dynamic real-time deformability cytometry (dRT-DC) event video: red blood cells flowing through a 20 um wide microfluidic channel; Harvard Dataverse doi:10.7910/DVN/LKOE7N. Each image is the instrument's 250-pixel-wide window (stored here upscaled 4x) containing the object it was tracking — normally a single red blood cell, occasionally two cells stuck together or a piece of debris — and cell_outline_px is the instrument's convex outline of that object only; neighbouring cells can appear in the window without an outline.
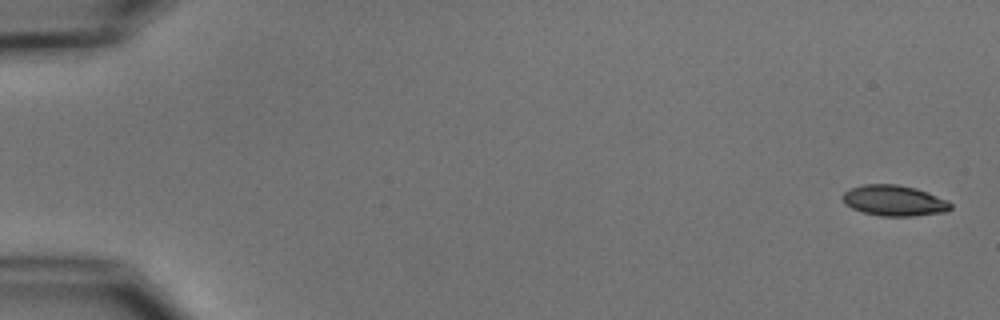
{"species": "common noctule bat (a hibernating species)", "species_latin": "Nyctalus noctula", "temperature_condition": "cold", "stored_images_in_passage": 6, "camera_frame_rate_fps": 3000, "um_per_image_px": 0.085, "animal": {"sex": "male", "body_mass_g": 15.6}, "frame": {"image": 1, "passage_image": 1, "time_ms": 0.0, "image_size_px": [1000, 320], "cell_outline_px": [[952, 208], [948, 212], [912, 216], [880, 216], [864, 212], [852, 208], [844, 204], [844, 192], [848, 188], [864, 184], [896, 184], [916, 188], [948, 200], [952, 204]], "centroid_in_image_um": [76.03, 17.05], "position_along_channel_um": 9.0, "area_um2": 19.42}}
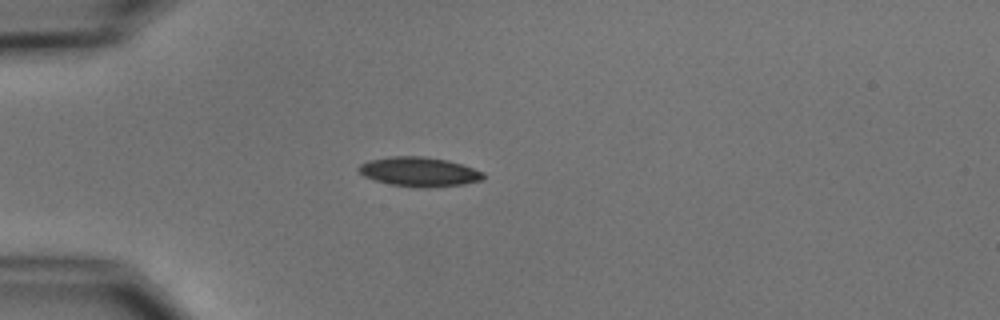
{"frame": {"image": 2, "passage_image": 5, "time_ms": 4.667, "image_size_px": [1000, 320], "cell_outline_px": [[484, 176], [480, 180], [464, 184], [428, 188], [420, 188], [392, 184], [376, 180], [364, 176], [356, 168], [360, 164], [368, 160], [392, 156], [424, 156], [448, 160], [484, 172]], "centroid_in_image_um": [35.61, 14.59], "position_along_channel_um": 49.4, "area_um2": 21.27}}